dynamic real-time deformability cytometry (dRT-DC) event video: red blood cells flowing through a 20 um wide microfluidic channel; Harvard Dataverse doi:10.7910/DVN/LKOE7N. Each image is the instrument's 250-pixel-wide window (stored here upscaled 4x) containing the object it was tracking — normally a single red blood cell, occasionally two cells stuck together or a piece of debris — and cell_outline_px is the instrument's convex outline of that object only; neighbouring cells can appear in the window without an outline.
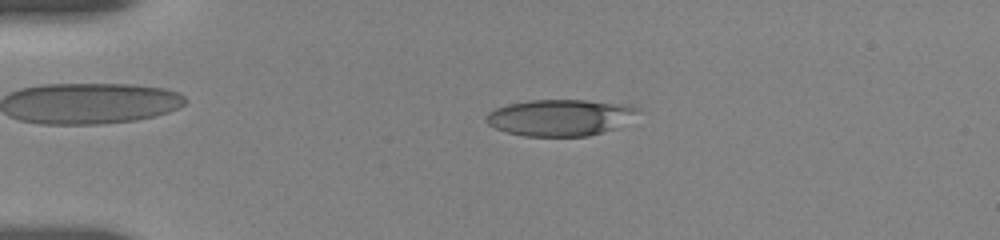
{"species": "human", "species_latin": "Homo sapiens", "temperature_condition": "room temperature", "stored_images_in_passage": 66, "camera_frame_rate_fps": 3000, "um_per_image_px": 0.085, "donor": {"sex": "female"}, "frame": {"image": 1, "passage_image": 17, "time_ms": 3.667, "image_size_px": [1000, 240], "cell_outline_px": [[640, 112], [616, 128], [588, 136], [524, 136], [508, 132], [496, 128], [488, 124], [484, 120], [488, 112], [496, 108], [508, 104], [532, 100], [584, 100], [612, 104], [636, 108]], "centroid_in_image_um": [47.52, 10.0], "position_along_channel_um": 37.5, "area_um2": 31.62}}
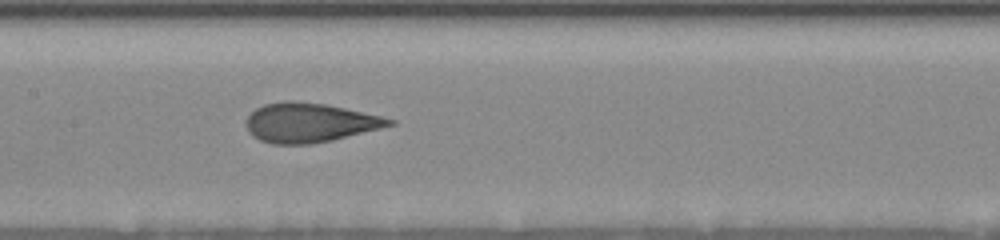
{"frame": {"image": 2, "passage_image": 38, "time_ms": 8.667, "image_size_px": [1000, 240], "cell_outline_px": [[396, 124], [332, 140], [312, 144], [272, 144], [260, 140], [252, 136], [248, 132], [248, 116], [256, 108], [264, 104], [284, 100], [292, 100], [324, 104], [384, 116], [396, 120]], "centroid_in_image_um": [26.33, 10.42], "position_along_channel_um": 181.1, "area_um2": 32.71}}
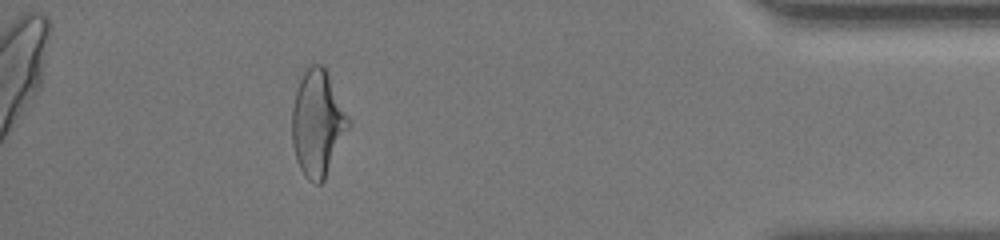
{"frame": {"image": 3, "passage_image": 60, "time_ms": 16.0, "image_size_px": [1000, 240], "cell_outline_px": [[348, 128], [324, 180], [320, 184], [316, 184], [308, 180], [300, 168], [296, 160], [292, 140], [292, 108], [296, 92], [300, 80], [304, 72], [312, 64], [324, 64], [348, 116]], "centroid_in_image_um": [26.97, 10.47], "position_along_channel_um": 408.2, "area_um2": 34.28}, "authors_computed_cell_mechanics": {"area_um2": 33.3506, "velocity_mm_per_s": 3.7011, "shape_relaxation_time_tau1_ms": 4.9379, "shape_relaxation_time_tau2_ms": 1.049, "deformation_change_tau1": 0.1593, "deformation_change_tau2": 0.0897}}